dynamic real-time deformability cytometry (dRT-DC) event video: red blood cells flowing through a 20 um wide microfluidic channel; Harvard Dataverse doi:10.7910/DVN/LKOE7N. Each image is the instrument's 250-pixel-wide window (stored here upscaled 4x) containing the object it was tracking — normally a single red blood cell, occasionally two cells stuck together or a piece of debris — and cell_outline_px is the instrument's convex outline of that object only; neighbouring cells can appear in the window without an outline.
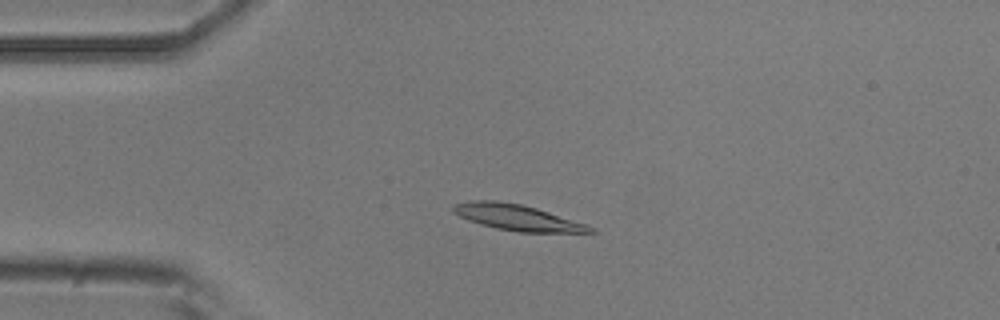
{"species": "common noctule bat (a hibernating species)", "species_latin": "Nyctalus noctula", "temperature_condition": "room temperature", "stored_images_in_passage": 5, "camera_frame_rate_fps": 3000, "um_per_image_px": 0.085, "animal": {"sex": "male", "body_mass_g": 20.5, "forearm_length_mm": 52.5}, "frame": {"image": 1, "passage_image": 4, "time_ms": 1.0, "image_size_px": [1000, 320], "cell_outline_px": [[596, 232], [520, 232], [496, 228], [480, 224], [468, 220], [452, 212], [452, 204], [472, 200], [496, 200], [520, 204], [536, 208], [588, 224], [596, 228]], "centroid_in_image_um": [43.96, 18.48], "position_along_channel_um": 41.0, "area_um2": 20.69}}